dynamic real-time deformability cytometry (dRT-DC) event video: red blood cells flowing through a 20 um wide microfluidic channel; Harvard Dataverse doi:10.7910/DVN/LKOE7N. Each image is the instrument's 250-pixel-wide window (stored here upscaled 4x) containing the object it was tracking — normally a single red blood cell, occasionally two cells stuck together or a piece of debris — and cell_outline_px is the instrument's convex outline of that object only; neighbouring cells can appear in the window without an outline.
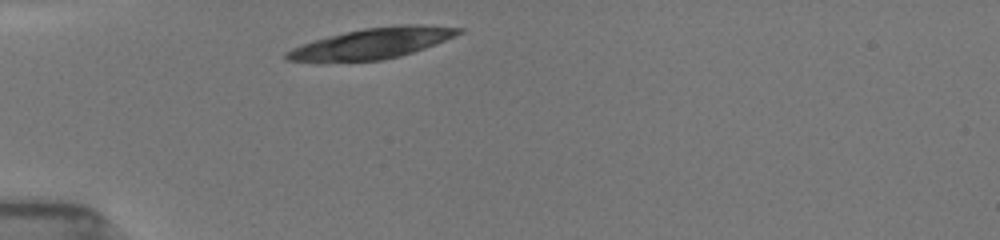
{"species": "common noctule bat (a hibernating species)", "species_latin": "Nyctalus noctula", "temperature_condition": "room temperature", "stored_images_in_passage": 1, "camera_frame_rate_fps": 3000, "um_per_image_px": 0.085, "animal": {"sex": "female", "body_mass_g": 19.5, "forearm_length_mm": 54.1}, "frame": {"image": 1, "passage_image": 1, "time_ms": 0.0, "image_size_px": [1000, 240], "cell_outline_px": [[464, 32], [436, 44], [400, 56], [380, 60], [284, 60], [284, 52], [292, 48], [328, 36], [344, 32], [364, 28], [400, 24], [416, 24], [464, 28]], "centroid_in_image_um": [31.72, 3.65], "position_along_channel_um": 53.3, "area_um2": 30.06}}